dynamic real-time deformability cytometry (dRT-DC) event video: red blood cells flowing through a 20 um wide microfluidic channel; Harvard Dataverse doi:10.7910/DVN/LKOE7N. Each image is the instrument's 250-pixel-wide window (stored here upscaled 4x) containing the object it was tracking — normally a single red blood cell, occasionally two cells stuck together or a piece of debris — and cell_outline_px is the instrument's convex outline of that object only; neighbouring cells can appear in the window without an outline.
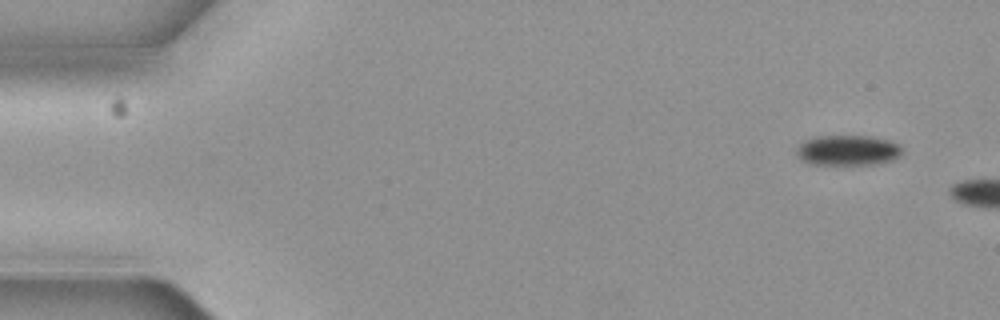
{"species": "common noctule bat (a hibernating species)", "species_latin": "Nyctalus noctula", "temperature_condition": "cold", "stored_images_in_passage": 3, "camera_frame_rate_fps": 3000, "um_per_image_px": 0.085, "animal": {"sex": "female", "body_mass_g": 19.3, "forearm_length_mm": 54.1}, "frame": {"image": 1, "passage_image": 1, "time_ms": 0.0, "image_size_px": [1000, 320], "cell_outline_px": [[900, 156], [892, 160], [876, 164], [808, 164], [800, 160], [796, 152], [800, 144], [804, 140], [816, 136], [864, 136], [888, 140], [896, 144], [900, 148]], "centroid_in_image_um": [72.0, 12.78], "position_along_channel_um": 13.0, "area_um2": 18.44}}